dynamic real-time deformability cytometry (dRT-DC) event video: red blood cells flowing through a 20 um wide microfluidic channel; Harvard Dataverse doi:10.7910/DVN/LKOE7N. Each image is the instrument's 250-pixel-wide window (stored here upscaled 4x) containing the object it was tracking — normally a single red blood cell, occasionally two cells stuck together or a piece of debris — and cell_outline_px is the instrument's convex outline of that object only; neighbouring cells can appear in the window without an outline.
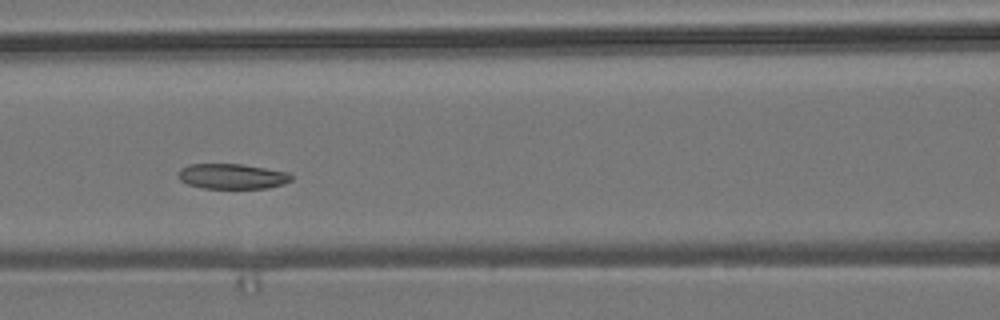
{"species": "common noctule bat (a hibernating species)", "species_latin": "Nyctalus noctula", "temperature_condition": "room temperature", "stored_images_in_passage": 10, "camera_frame_rate_fps": 3000, "um_per_image_px": 0.085, "animal": {"sex": "male", "body_mass_g": 19.2, "forearm_length_mm": 51.8}, "frame": {"image": 1, "passage_image": 9, "time_ms": 9.333, "image_size_px": [1000, 320], "cell_outline_px": [[292, 180], [284, 184], [268, 188], [204, 188], [188, 184], [180, 180], [180, 168], [188, 164], [240, 164], [288, 172], [292, 176]], "centroid_in_image_um": [19.75, 14.99], "position_along_channel_um": 146.8, "area_um2": 16.47}}
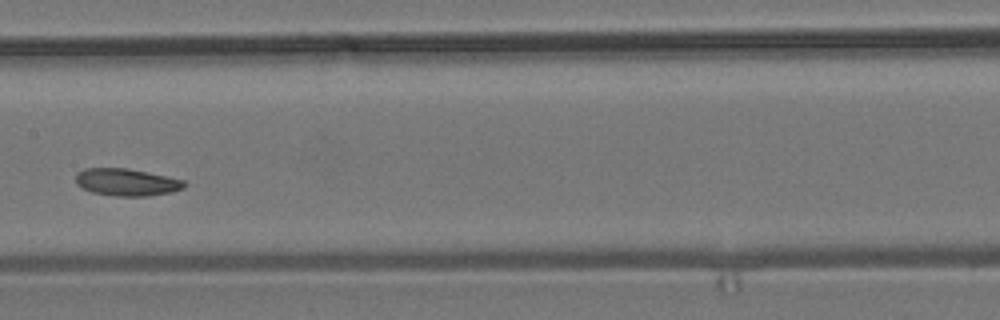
{"frame": {"image": 2, "passage_image": 10, "time_ms": 10.667, "image_size_px": [1000, 320], "cell_outline_px": [[188, 184], [184, 188], [172, 192], [148, 196], [116, 196], [92, 192], [76, 184], [76, 172], [84, 168], [128, 168], [148, 172], [184, 180]], "centroid_in_image_um": [10.78, 15.48], "position_along_channel_um": 196.6, "area_um2": 17.34}}